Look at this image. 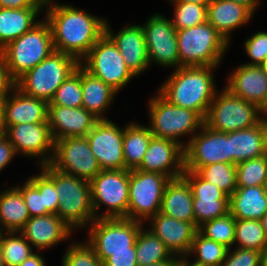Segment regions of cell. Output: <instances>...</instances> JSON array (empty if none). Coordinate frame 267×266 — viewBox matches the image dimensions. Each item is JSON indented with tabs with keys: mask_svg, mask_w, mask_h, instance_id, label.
Returning a JSON list of instances; mask_svg holds the SVG:
<instances>
[{
	"mask_svg": "<svg viewBox=\"0 0 267 266\" xmlns=\"http://www.w3.org/2000/svg\"><path fill=\"white\" fill-rule=\"evenodd\" d=\"M147 111L153 136L173 140L183 148L204 124L197 112L171 104L158 91L149 99ZM182 136L189 140L181 141Z\"/></svg>",
	"mask_w": 267,
	"mask_h": 266,
	"instance_id": "cell-3",
	"label": "cell"
},
{
	"mask_svg": "<svg viewBox=\"0 0 267 266\" xmlns=\"http://www.w3.org/2000/svg\"><path fill=\"white\" fill-rule=\"evenodd\" d=\"M5 127H0V138L4 136Z\"/></svg>",
	"mask_w": 267,
	"mask_h": 266,
	"instance_id": "cell-63",
	"label": "cell"
},
{
	"mask_svg": "<svg viewBox=\"0 0 267 266\" xmlns=\"http://www.w3.org/2000/svg\"><path fill=\"white\" fill-rule=\"evenodd\" d=\"M228 248L224 245L208 239L203 236L199 231L196 232L192 247L188 257H195L193 260L198 264L205 266H220L225 260Z\"/></svg>",
	"mask_w": 267,
	"mask_h": 266,
	"instance_id": "cell-35",
	"label": "cell"
},
{
	"mask_svg": "<svg viewBox=\"0 0 267 266\" xmlns=\"http://www.w3.org/2000/svg\"><path fill=\"white\" fill-rule=\"evenodd\" d=\"M179 67L220 66L229 43L208 22L177 30Z\"/></svg>",
	"mask_w": 267,
	"mask_h": 266,
	"instance_id": "cell-4",
	"label": "cell"
},
{
	"mask_svg": "<svg viewBox=\"0 0 267 266\" xmlns=\"http://www.w3.org/2000/svg\"><path fill=\"white\" fill-rule=\"evenodd\" d=\"M54 184L59 200L57 215L73 231L88 227L96 219L90 182L54 169Z\"/></svg>",
	"mask_w": 267,
	"mask_h": 266,
	"instance_id": "cell-7",
	"label": "cell"
},
{
	"mask_svg": "<svg viewBox=\"0 0 267 266\" xmlns=\"http://www.w3.org/2000/svg\"><path fill=\"white\" fill-rule=\"evenodd\" d=\"M45 8H0V50L31 30L40 22L38 15Z\"/></svg>",
	"mask_w": 267,
	"mask_h": 266,
	"instance_id": "cell-30",
	"label": "cell"
},
{
	"mask_svg": "<svg viewBox=\"0 0 267 266\" xmlns=\"http://www.w3.org/2000/svg\"><path fill=\"white\" fill-rule=\"evenodd\" d=\"M160 213L180 221L195 223L193 192L182 176L171 179L164 190Z\"/></svg>",
	"mask_w": 267,
	"mask_h": 266,
	"instance_id": "cell-27",
	"label": "cell"
},
{
	"mask_svg": "<svg viewBox=\"0 0 267 266\" xmlns=\"http://www.w3.org/2000/svg\"><path fill=\"white\" fill-rule=\"evenodd\" d=\"M86 138L101 170H124V128L112 120H98Z\"/></svg>",
	"mask_w": 267,
	"mask_h": 266,
	"instance_id": "cell-17",
	"label": "cell"
},
{
	"mask_svg": "<svg viewBox=\"0 0 267 266\" xmlns=\"http://www.w3.org/2000/svg\"><path fill=\"white\" fill-rule=\"evenodd\" d=\"M244 50L250 59L245 65L262 66L267 59V31H259L246 38Z\"/></svg>",
	"mask_w": 267,
	"mask_h": 266,
	"instance_id": "cell-45",
	"label": "cell"
},
{
	"mask_svg": "<svg viewBox=\"0 0 267 266\" xmlns=\"http://www.w3.org/2000/svg\"><path fill=\"white\" fill-rule=\"evenodd\" d=\"M51 28L45 18L0 50L10 77L16 81L54 52Z\"/></svg>",
	"mask_w": 267,
	"mask_h": 266,
	"instance_id": "cell-5",
	"label": "cell"
},
{
	"mask_svg": "<svg viewBox=\"0 0 267 266\" xmlns=\"http://www.w3.org/2000/svg\"><path fill=\"white\" fill-rule=\"evenodd\" d=\"M6 97H0V127H5Z\"/></svg>",
	"mask_w": 267,
	"mask_h": 266,
	"instance_id": "cell-56",
	"label": "cell"
},
{
	"mask_svg": "<svg viewBox=\"0 0 267 266\" xmlns=\"http://www.w3.org/2000/svg\"><path fill=\"white\" fill-rule=\"evenodd\" d=\"M234 246L242 249H255L267 254V238L260 220L236 219Z\"/></svg>",
	"mask_w": 267,
	"mask_h": 266,
	"instance_id": "cell-34",
	"label": "cell"
},
{
	"mask_svg": "<svg viewBox=\"0 0 267 266\" xmlns=\"http://www.w3.org/2000/svg\"><path fill=\"white\" fill-rule=\"evenodd\" d=\"M82 107L98 120H108L105 115L118 94L101 79L81 66Z\"/></svg>",
	"mask_w": 267,
	"mask_h": 266,
	"instance_id": "cell-28",
	"label": "cell"
},
{
	"mask_svg": "<svg viewBox=\"0 0 267 266\" xmlns=\"http://www.w3.org/2000/svg\"><path fill=\"white\" fill-rule=\"evenodd\" d=\"M261 225L263 227L265 236L267 238V212L263 215V217L260 219Z\"/></svg>",
	"mask_w": 267,
	"mask_h": 266,
	"instance_id": "cell-58",
	"label": "cell"
},
{
	"mask_svg": "<svg viewBox=\"0 0 267 266\" xmlns=\"http://www.w3.org/2000/svg\"><path fill=\"white\" fill-rule=\"evenodd\" d=\"M263 257L264 254L255 249L234 247L228 249L225 260L220 266H261Z\"/></svg>",
	"mask_w": 267,
	"mask_h": 266,
	"instance_id": "cell-47",
	"label": "cell"
},
{
	"mask_svg": "<svg viewBox=\"0 0 267 266\" xmlns=\"http://www.w3.org/2000/svg\"><path fill=\"white\" fill-rule=\"evenodd\" d=\"M267 212V186L237 187L229 197V213L240 220H260Z\"/></svg>",
	"mask_w": 267,
	"mask_h": 266,
	"instance_id": "cell-29",
	"label": "cell"
},
{
	"mask_svg": "<svg viewBox=\"0 0 267 266\" xmlns=\"http://www.w3.org/2000/svg\"><path fill=\"white\" fill-rule=\"evenodd\" d=\"M262 67H263L264 71H265L266 74H267V59H266L265 62L263 63Z\"/></svg>",
	"mask_w": 267,
	"mask_h": 266,
	"instance_id": "cell-64",
	"label": "cell"
},
{
	"mask_svg": "<svg viewBox=\"0 0 267 266\" xmlns=\"http://www.w3.org/2000/svg\"><path fill=\"white\" fill-rule=\"evenodd\" d=\"M182 176L190 184L193 198H229L219 187L202 179L195 171L184 170Z\"/></svg>",
	"mask_w": 267,
	"mask_h": 266,
	"instance_id": "cell-46",
	"label": "cell"
},
{
	"mask_svg": "<svg viewBox=\"0 0 267 266\" xmlns=\"http://www.w3.org/2000/svg\"><path fill=\"white\" fill-rule=\"evenodd\" d=\"M248 7L253 13L259 8L260 0H231Z\"/></svg>",
	"mask_w": 267,
	"mask_h": 266,
	"instance_id": "cell-54",
	"label": "cell"
},
{
	"mask_svg": "<svg viewBox=\"0 0 267 266\" xmlns=\"http://www.w3.org/2000/svg\"><path fill=\"white\" fill-rule=\"evenodd\" d=\"M15 87L3 58L0 56V97H7Z\"/></svg>",
	"mask_w": 267,
	"mask_h": 266,
	"instance_id": "cell-52",
	"label": "cell"
},
{
	"mask_svg": "<svg viewBox=\"0 0 267 266\" xmlns=\"http://www.w3.org/2000/svg\"><path fill=\"white\" fill-rule=\"evenodd\" d=\"M48 104L14 87L6 97L5 130L11 125L22 123H48Z\"/></svg>",
	"mask_w": 267,
	"mask_h": 266,
	"instance_id": "cell-25",
	"label": "cell"
},
{
	"mask_svg": "<svg viewBox=\"0 0 267 266\" xmlns=\"http://www.w3.org/2000/svg\"><path fill=\"white\" fill-rule=\"evenodd\" d=\"M196 173L202 179L219 187L228 197H230L237 188L235 164L214 163L200 167Z\"/></svg>",
	"mask_w": 267,
	"mask_h": 266,
	"instance_id": "cell-37",
	"label": "cell"
},
{
	"mask_svg": "<svg viewBox=\"0 0 267 266\" xmlns=\"http://www.w3.org/2000/svg\"><path fill=\"white\" fill-rule=\"evenodd\" d=\"M230 163V132H218L205 123L184 148V170L197 171L214 163Z\"/></svg>",
	"mask_w": 267,
	"mask_h": 266,
	"instance_id": "cell-14",
	"label": "cell"
},
{
	"mask_svg": "<svg viewBox=\"0 0 267 266\" xmlns=\"http://www.w3.org/2000/svg\"><path fill=\"white\" fill-rule=\"evenodd\" d=\"M219 66H192L173 69L158 92L171 104L191 109L204 120L218 91L213 71Z\"/></svg>",
	"mask_w": 267,
	"mask_h": 266,
	"instance_id": "cell-2",
	"label": "cell"
},
{
	"mask_svg": "<svg viewBox=\"0 0 267 266\" xmlns=\"http://www.w3.org/2000/svg\"><path fill=\"white\" fill-rule=\"evenodd\" d=\"M40 174L28 178L42 195L45 215L56 214L59 208L58 194L54 184V168L50 165H42L39 168Z\"/></svg>",
	"mask_w": 267,
	"mask_h": 266,
	"instance_id": "cell-40",
	"label": "cell"
},
{
	"mask_svg": "<svg viewBox=\"0 0 267 266\" xmlns=\"http://www.w3.org/2000/svg\"><path fill=\"white\" fill-rule=\"evenodd\" d=\"M45 259L43 255L36 251L32 253L28 258H26L22 263H20L18 266H46L45 265Z\"/></svg>",
	"mask_w": 267,
	"mask_h": 266,
	"instance_id": "cell-53",
	"label": "cell"
},
{
	"mask_svg": "<svg viewBox=\"0 0 267 266\" xmlns=\"http://www.w3.org/2000/svg\"><path fill=\"white\" fill-rule=\"evenodd\" d=\"M167 1H185V2H190V3H196L200 5H208L211 0H167Z\"/></svg>",
	"mask_w": 267,
	"mask_h": 266,
	"instance_id": "cell-57",
	"label": "cell"
},
{
	"mask_svg": "<svg viewBox=\"0 0 267 266\" xmlns=\"http://www.w3.org/2000/svg\"><path fill=\"white\" fill-rule=\"evenodd\" d=\"M54 1L46 0L43 15L51 28L54 49L80 62L105 34L107 19L90 14L73 4Z\"/></svg>",
	"mask_w": 267,
	"mask_h": 266,
	"instance_id": "cell-1",
	"label": "cell"
},
{
	"mask_svg": "<svg viewBox=\"0 0 267 266\" xmlns=\"http://www.w3.org/2000/svg\"><path fill=\"white\" fill-rule=\"evenodd\" d=\"M0 244L5 266H18L36 251L20 231L0 232Z\"/></svg>",
	"mask_w": 267,
	"mask_h": 266,
	"instance_id": "cell-36",
	"label": "cell"
},
{
	"mask_svg": "<svg viewBox=\"0 0 267 266\" xmlns=\"http://www.w3.org/2000/svg\"><path fill=\"white\" fill-rule=\"evenodd\" d=\"M262 119V110L256 105L223 87L211 102L204 123L215 131L227 133L251 128Z\"/></svg>",
	"mask_w": 267,
	"mask_h": 266,
	"instance_id": "cell-8",
	"label": "cell"
},
{
	"mask_svg": "<svg viewBox=\"0 0 267 266\" xmlns=\"http://www.w3.org/2000/svg\"><path fill=\"white\" fill-rule=\"evenodd\" d=\"M80 65L93 76L104 81L117 93L135 78L127 68L116 45L106 34L80 61Z\"/></svg>",
	"mask_w": 267,
	"mask_h": 266,
	"instance_id": "cell-12",
	"label": "cell"
},
{
	"mask_svg": "<svg viewBox=\"0 0 267 266\" xmlns=\"http://www.w3.org/2000/svg\"><path fill=\"white\" fill-rule=\"evenodd\" d=\"M143 226L136 240V259L138 266H147L161 261H176L177 257L149 229Z\"/></svg>",
	"mask_w": 267,
	"mask_h": 266,
	"instance_id": "cell-33",
	"label": "cell"
},
{
	"mask_svg": "<svg viewBox=\"0 0 267 266\" xmlns=\"http://www.w3.org/2000/svg\"><path fill=\"white\" fill-rule=\"evenodd\" d=\"M225 88L260 110L267 104V74L262 66L239 65L228 74Z\"/></svg>",
	"mask_w": 267,
	"mask_h": 266,
	"instance_id": "cell-21",
	"label": "cell"
},
{
	"mask_svg": "<svg viewBox=\"0 0 267 266\" xmlns=\"http://www.w3.org/2000/svg\"><path fill=\"white\" fill-rule=\"evenodd\" d=\"M174 7L171 18L176 30L194 27L207 21V6L185 1H169Z\"/></svg>",
	"mask_w": 267,
	"mask_h": 266,
	"instance_id": "cell-41",
	"label": "cell"
},
{
	"mask_svg": "<svg viewBox=\"0 0 267 266\" xmlns=\"http://www.w3.org/2000/svg\"><path fill=\"white\" fill-rule=\"evenodd\" d=\"M97 121L83 107L48 105V124L54 141L66 137H86Z\"/></svg>",
	"mask_w": 267,
	"mask_h": 266,
	"instance_id": "cell-22",
	"label": "cell"
},
{
	"mask_svg": "<svg viewBox=\"0 0 267 266\" xmlns=\"http://www.w3.org/2000/svg\"><path fill=\"white\" fill-rule=\"evenodd\" d=\"M50 165L65 174L90 182L100 171L86 137H66L54 141Z\"/></svg>",
	"mask_w": 267,
	"mask_h": 266,
	"instance_id": "cell-13",
	"label": "cell"
},
{
	"mask_svg": "<svg viewBox=\"0 0 267 266\" xmlns=\"http://www.w3.org/2000/svg\"><path fill=\"white\" fill-rule=\"evenodd\" d=\"M144 223L127 218H99L88 226L85 240L104 262L112 252L131 251Z\"/></svg>",
	"mask_w": 267,
	"mask_h": 266,
	"instance_id": "cell-9",
	"label": "cell"
},
{
	"mask_svg": "<svg viewBox=\"0 0 267 266\" xmlns=\"http://www.w3.org/2000/svg\"><path fill=\"white\" fill-rule=\"evenodd\" d=\"M68 246L61 266H103V262L85 239L84 242H70Z\"/></svg>",
	"mask_w": 267,
	"mask_h": 266,
	"instance_id": "cell-44",
	"label": "cell"
},
{
	"mask_svg": "<svg viewBox=\"0 0 267 266\" xmlns=\"http://www.w3.org/2000/svg\"><path fill=\"white\" fill-rule=\"evenodd\" d=\"M172 266H180L177 262H175Z\"/></svg>",
	"mask_w": 267,
	"mask_h": 266,
	"instance_id": "cell-65",
	"label": "cell"
},
{
	"mask_svg": "<svg viewBox=\"0 0 267 266\" xmlns=\"http://www.w3.org/2000/svg\"><path fill=\"white\" fill-rule=\"evenodd\" d=\"M20 232L34 250L41 252L71 239L74 231L58 215L47 214L31 217Z\"/></svg>",
	"mask_w": 267,
	"mask_h": 266,
	"instance_id": "cell-23",
	"label": "cell"
},
{
	"mask_svg": "<svg viewBox=\"0 0 267 266\" xmlns=\"http://www.w3.org/2000/svg\"><path fill=\"white\" fill-rule=\"evenodd\" d=\"M195 225L199 228L205 222L229 213V198H193Z\"/></svg>",
	"mask_w": 267,
	"mask_h": 266,
	"instance_id": "cell-43",
	"label": "cell"
},
{
	"mask_svg": "<svg viewBox=\"0 0 267 266\" xmlns=\"http://www.w3.org/2000/svg\"><path fill=\"white\" fill-rule=\"evenodd\" d=\"M48 105L82 107L81 65L57 88Z\"/></svg>",
	"mask_w": 267,
	"mask_h": 266,
	"instance_id": "cell-42",
	"label": "cell"
},
{
	"mask_svg": "<svg viewBox=\"0 0 267 266\" xmlns=\"http://www.w3.org/2000/svg\"><path fill=\"white\" fill-rule=\"evenodd\" d=\"M153 134L150 128L136 121L124 127L123 155L125 170L137 169L144 158Z\"/></svg>",
	"mask_w": 267,
	"mask_h": 266,
	"instance_id": "cell-32",
	"label": "cell"
},
{
	"mask_svg": "<svg viewBox=\"0 0 267 266\" xmlns=\"http://www.w3.org/2000/svg\"><path fill=\"white\" fill-rule=\"evenodd\" d=\"M0 266H5L4 258H3L2 250H1V244H0Z\"/></svg>",
	"mask_w": 267,
	"mask_h": 266,
	"instance_id": "cell-60",
	"label": "cell"
},
{
	"mask_svg": "<svg viewBox=\"0 0 267 266\" xmlns=\"http://www.w3.org/2000/svg\"><path fill=\"white\" fill-rule=\"evenodd\" d=\"M262 117L267 120V104L265 106V108L262 110Z\"/></svg>",
	"mask_w": 267,
	"mask_h": 266,
	"instance_id": "cell-61",
	"label": "cell"
},
{
	"mask_svg": "<svg viewBox=\"0 0 267 266\" xmlns=\"http://www.w3.org/2000/svg\"><path fill=\"white\" fill-rule=\"evenodd\" d=\"M90 187L96 219L127 217L129 170H101L90 181ZM103 205L106 210L101 213Z\"/></svg>",
	"mask_w": 267,
	"mask_h": 266,
	"instance_id": "cell-10",
	"label": "cell"
},
{
	"mask_svg": "<svg viewBox=\"0 0 267 266\" xmlns=\"http://www.w3.org/2000/svg\"><path fill=\"white\" fill-rule=\"evenodd\" d=\"M254 15L248 7L231 0H211L207 6V21L229 44L233 31L247 25Z\"/></svg>",
	"mask_w": 267,
	"mask_h": 266,
	"instance_id": "cell-24",
	"label": "cell"
},
{
	"mask_svg": "<svg viewBox=\"0 0 267 266\" xmlns=\"http://www.w3.org/2000/svg\"><path fill=\"white\" fill-rule=\"evenodd\" d=\"M46 0H0V8H45Z\"/></svg>",
	"mask_w": 267,
	"mask_h": 266,
	"instance_id": "cell-50",
	"label": "cell"
},
{
	"mask_svg": "<svg viewBox=\"0 0 267 266\" xmlns=\"http://www.w3.org/2000/svg\"><path fill=\"white\" fill-rule=\"evenodd\" d=\"M30 218L22 194L15 187L0 191V232L20 231Z\"/></svg>",
	"mask_w": 267,
	"mask_h": 266,
	"instance_id": "cell-31",
	"label": "cell"
},
{
	"mask_svg": "<svg viewBox=\"0 0 267 266\" xmlns=\"http://www.w3.org/2000/svg\"><path fill=\"white\" fill-rule=\"evenodd\" d=\"M142 27L150 65L154 62L166 68H179L177 30L171 19L155 13L146 19Z\"/></svg>",
	"mask_w": 267,
	"mask_h": 266,
	"instance_id": "cell-15",
	"label": "cell"
},
{
	"mask_svg": "<svg viewBox=\"0 0 267 266\" xmlns=\"http://www.w3.org/2000/svg\"><path fill=\"white\" fill-rule=\"evenodd\" d=\"M231 164L258 158L267 154V120L255 126L230 132Z\"/></svg>",
	"mask_w": 267,
	"mask_h": 266,
	"instance_id": "cell-26",
	"label": "cell"
},
{
	"mask_svg": "<svg viewBox=\"0 0 267 266\" xmlns=\"http://www.w3.org/2000/svg\"><path fill=\"white\" fill-rule=\"evenodd\" d=\"M176 262L180 265V266H205L203 264H198L192 260H190V257L188 256H181V257H177Z\"/></svg>",
	"mask_w": 267,
	"mask_h": 266,
	"instance_id": "cell-55",
	"label": "cell"
},
{
	"mask_svg": "<svg viewBox=\"0 0 267 266\" xmlns=\"http://www.w3.org/2000/svg\"><path fill=\"white\" fill-rule=\"evenodd\" d=\"M236 219L230 214L205 222L198 231L208 239L214 240L226 248L234 247Z\"/></svg>",
	"mask_w": 267,
	"mask_h": 266,
	"instance_id": "cell-39",
	"label": "cell"
},
{
	"mask_svg": "<svg viewBox=\"0 0 267 266\" xmlns=\"http://www.w3.org/2000/svg\"><path fill=\"white\" fill-rule=\"evenodd\" d=\"M237 187L267 186V154L236 165Z\"/></svg>",
	"mask_w": 267,
	"mask_h": 266,
	"instance_id": "cell-38",
	"label": "cell"
},
{
	"mask_svg": "<svg viewBox=\"0 0 267 266\" xmlns=\"http://www.w3.org/2000/svg\"><path fill=\"white\" fill-rule=\"evenodd\" d=\"M103 266H138L135 245L131 246V251L112 252Z\"/></svg>",
	"mask_w": 267,
	"mask_h": 266,
	"instance_id": "cell-49",
	"label": "cell"
},
{
	"mask_svg": "<svg viewBox=\"0 0 267 266\" xmlns=\"http://www.w3.org/2000/svg\"><path fill=\"white\" fill-rule=\"evenodd\" d=\"M17 155L15 148L4 135L0 138V172L4 170Z\"/></svg>",
	"mask_w": 267,
	"mask_h": 266,
	"instance_id": "cell-51",
	"label": "cell"
},
{
	"mask_svg": "<svg viewBox=\"0 0 267 266\" xmlns=\"http://www.w3.org/2000/svg\"><path fill=\"white\" fill-rule=\"evenodd\" d=\"M79 65L80 62L75 57L55 50L41 63L19 77L15 81V87L28 96L49 103L57 88Z\"/></svg>",
	"mask_w": 267,
	"mask_h": 266,
	"instance_id": "cell-6",
	"label": "cell"
},
{
	"mask_svg": "<svg viewBox=\"0 0 267 266\" xmlns=\"http://www.w3.org/2000/svg\"><path fill=\"white\" fill-rule=\"evenodd\" d=\"M105 34L114 42L127 68L135 77L148 70L150 63L142 25L126 24L124 28L114 33L107 19Z\"/></svg>",
	"mask_w": 267,
	"mask_h": 266,
	"instance_id": "cell-18",
	"label": "cell"
},
{
	"mask_svg": "<svg viewBox=\"0 0 267 266\" xmlns=\"http://www.w3.org/2000/svg\"><path fill=\"white\" fill-rule=\"evenodd\" d=\"M23 184L14 185V187L22 194L23 200L28 208L30 217L44 216L45 207H43L42 195L38 188L28 179Z\"/></svg>",
	"mask_w": 267,
	"mask_h": 266,
	"instance_id": "cell-48",
	"label": "cell"
},
{
	"mask_svg": "<svg viewBox=\"0 0 267 266\" xmlns=\"http://www.w3.org/2000/svg\"><path fill=\"white\" fill-rule=\"evenodd\" d=\"M4 135L18 154L38 157V167L50 164L54 154V140L48 123H22L9 126Z\"/></svg>",
	"mask_w": 267,
	"mask_h": 266,
	"instance_id": "cell-16",
	"label": "cell"
},
{
	"mask_svg": "<svg viewBox=\"0 0 267 266\" xmlns=\"http://www.w3.org/2000/svg\"><path fill=\"white\" fill-rule=\"evenodd\" d=\"M176 261H161L147 266H172Z\"/></svg>",
	"mask_w": 267,
	"mask_h": 266,
	"instance_id": "cell-59",
	"label": "cell"
},
{
	"mask_svg": "<svg viewBox=\"0 0 267 266\" xmlns=\"http://www.w3.org/2000/svg\"><path fill=\"white\" fill-rule=\"evenodd\" d=\"M261 266H267V254L264 255L262 265Z\"/></svg>",
	"mask_w": 267,
	"mask_h": 266,
	"instance_id": "cell-62",
	"label": "cell"
},
{
	"mask_svg": "<svg viewBox=\"0 0 267 266\" xmlns=\"http://www.w3.org/2000/svg\"><path fill=\"white\" fill-rule=\"evenodd\" d=\"M164 174L129 170V201L127 219L145 223L160 212L167 183Z\"/></svg>",
	"mask_w": 267,
	"mask_h": 266,
	"instance_id": "cell-11",
	"label": "cell"
},
{
	"mask_svg": "<svg viewBox=\"0 0 267 266\" xmlns=\"http://www.w3.org/2000/svg\"><path fill=\"white\" fill-rule=\"evenodd\" d=\"M148 228L173 256H187L198 228L195 223L180 221L158 212L148 220Z\"/></svg>",
	"mask_w": 267,
	"mask_h": 266,
	"instance_id": "cell-20",
	"label": "cell"
},
{
	"mask_svg": "<svg viewBox=\"0 0 267 266\" xmlns=\"http://www.w3.org/2000/svg\"><path fill=\"white\" fill-rule=\"evenodd\" d=\"M137 169L164 174L170 179L182 177L184 173V148L173 140L153 136L141 165Z\"/></svg>",
	"mask_w": 267,
	"mask_h": 266,
	"instance_id": "cell-19",
	"label": "cell"
}]
</instances>
